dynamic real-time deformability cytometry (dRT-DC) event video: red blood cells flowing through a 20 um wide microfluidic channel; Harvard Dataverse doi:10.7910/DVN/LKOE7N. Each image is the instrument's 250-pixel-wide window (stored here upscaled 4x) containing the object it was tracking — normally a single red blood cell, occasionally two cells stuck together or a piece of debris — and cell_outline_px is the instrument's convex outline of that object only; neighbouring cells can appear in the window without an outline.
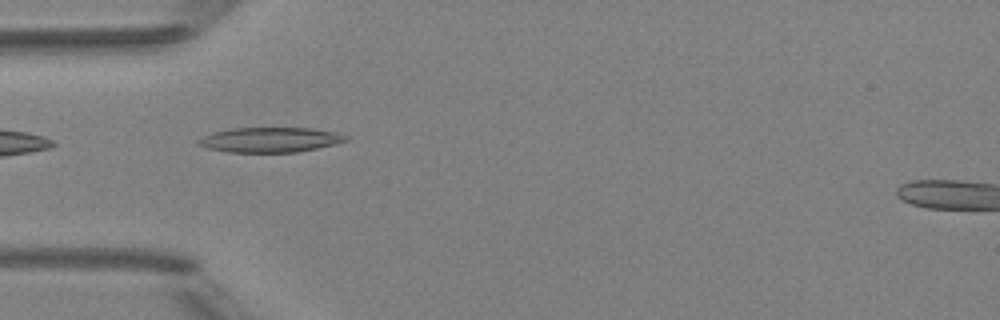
{"species": "Egyptian fruit bat (a non-hibernating species)", "species_latin": "Rousettus aegyptiacus", "temperature_condition": "room temperature", "stored_images_in_passage": 5, "camera_frame_rate_fps": 3000, "um_per_image_px": 0.085, "animal": {"sex": "female"}, "frame": {"image": 1, "passage_image": 1, "time_ms": 0.0, "image_size_px": [1000, 320], "cell_outline_px": [[348, 140], [336, 144], [296, 152], [228, 152], [208, 148], [196, 144], [196, 140], [212, 132], [232, 128], [312, 128], [336, 132], [348, 136]], "centroid_in_image_um": [22.95, 11.88], "position_along_channel_um": 62.1, "area_um2": 21.44}}
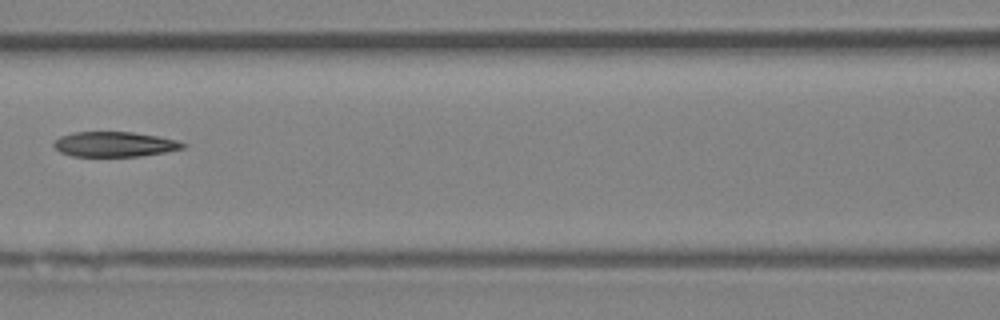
{"frame": {"image": 2, "passage_image": 3, "time_ms": 2.333, "image_size_px": [1000, 320], "cell_outline_px": [[188, 144], [184, 148], [164, 152], [140, 156], [72, 156], [60, 152], [52, 144], [60, 136], [72, 132], [132, 132], [156, 136], [176, 140]], "centroid_in_image_um": [9.72, 12.26], "position_along_channel_um": 156.9, "area_um2": 18.73}}
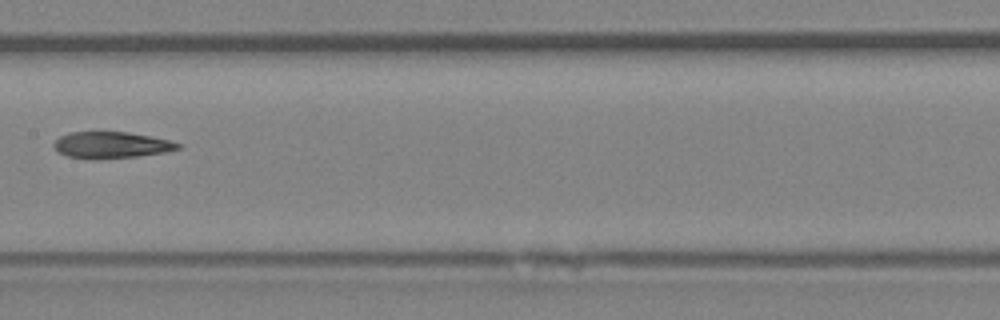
{"frame": {"image": 3, "passage_image": 4, "time_ms": 3.333, "image_size_px": [1000, 320], "cell_outline_px": [[184, 144], [180, 148], [164, 152], [136, 156], [92, 160], [88, 160], [68, 156], [60, 152], [52, 144], [60, 136], [68, 132], [128, 132], [168, 140]], "centroid_in_image_um": [9.44, 12.33], "position_along_channel_um": 198.0, "area_um2": 19.07}}